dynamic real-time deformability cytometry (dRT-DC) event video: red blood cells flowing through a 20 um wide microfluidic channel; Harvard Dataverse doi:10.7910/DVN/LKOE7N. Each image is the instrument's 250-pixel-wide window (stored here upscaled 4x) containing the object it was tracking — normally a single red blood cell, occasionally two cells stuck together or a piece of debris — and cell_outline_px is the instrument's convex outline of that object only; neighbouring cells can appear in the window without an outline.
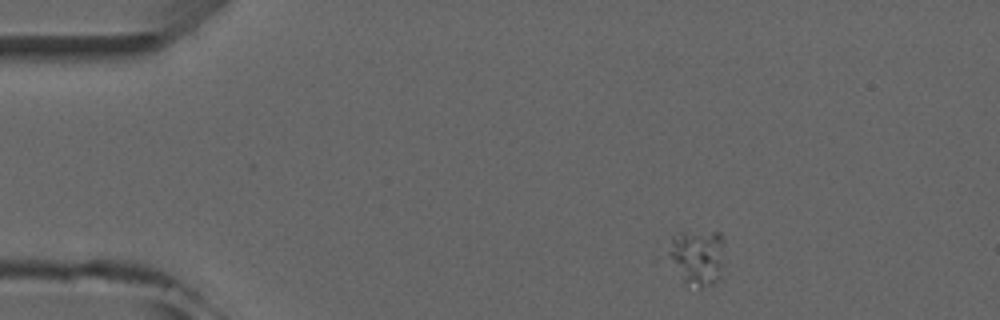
{"species": "common noctule bat (a hibernating species)", "species_latin": "Nyctalus noctula", "temperature_condition": "room temperature", "stored_images_in_passage": 3, "camera_frame_rate_fps": 3000, "um_per_image_px": 0.085, "animal": {"sex": "male", "forearm_length_mm": 52.5}, "frame": {"image": 1, "passage_image": 1, "time_ms": 0.0, "image_size_px": [1000, 320], "cell_outline_px": [[724, 264], [720, 276], [712, 284], [700, 288], [688, 288], [668, 256], [668, 252], [672, 236], [680, 232], [720, 232], [724, 236]], "centroid_in_image_um": [59.32, 21.86], "position_along_channel_um": 25.7, "area_um2": 18.67}}